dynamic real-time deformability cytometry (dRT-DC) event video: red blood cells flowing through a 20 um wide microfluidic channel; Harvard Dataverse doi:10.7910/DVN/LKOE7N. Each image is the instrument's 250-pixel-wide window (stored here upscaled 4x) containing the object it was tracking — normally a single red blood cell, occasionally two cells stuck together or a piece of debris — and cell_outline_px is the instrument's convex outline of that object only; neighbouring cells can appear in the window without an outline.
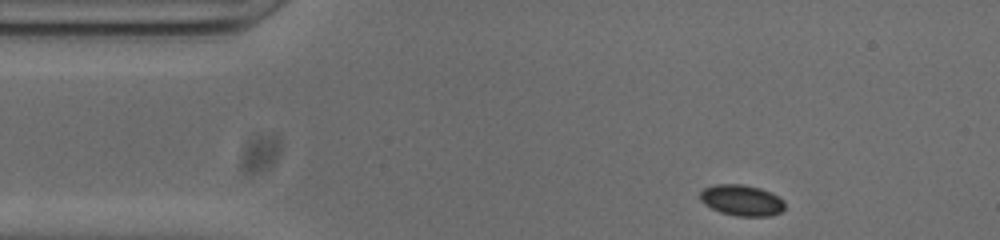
{"species": "common noctule bat (a hibernating species)", "species_latin": "Nyctalus noctula", "temperature_condition": "cold", "stored_images_in_passage": 47, "camera_frame_rate_fps": 3000, "um_per_image_px": 0.085, "animal": {"sex": "male", "body_mass_g": 20.0, "forearm_length_mm": 53.3}, "frame": {"image": 1, "passage_image": 1, "time_ms": 0.0, "image_size_px": [1000, 240], "cell_outline_px": [[784, 208], [780, 212], [768, 216], [736, 216], [720, 212], [704, 204], [700, 200], [700, 192], [704, 188], [716, 184], [740, 184], [760, 188], [784, 200]], "centroid_in_image_um": [63.01, 17.03], "position_along_channel_um": 22.0, "area_um2": 15.14}}
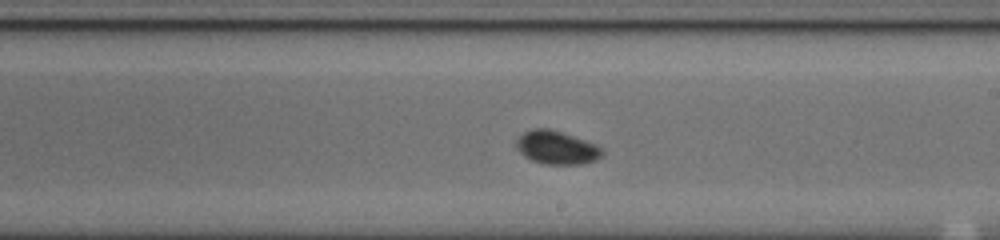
{"frame": {"image": 2, "passage_image": 23, "time_ms": 7.333, "image_size_px": [1000, 240], "cell_outline_px": [[604, 156], [596, 160], [580, 164], [544, 164], [532, 160], [524, 156], [516, 148], [516, 140], [524, 132], [532, 128], [548, 128], [596, 144], [604, 148]], "centroid_in_image_um": [47.33, 12.55], "position_along_channel_um": 241.7, "area_um2": 16.7}}
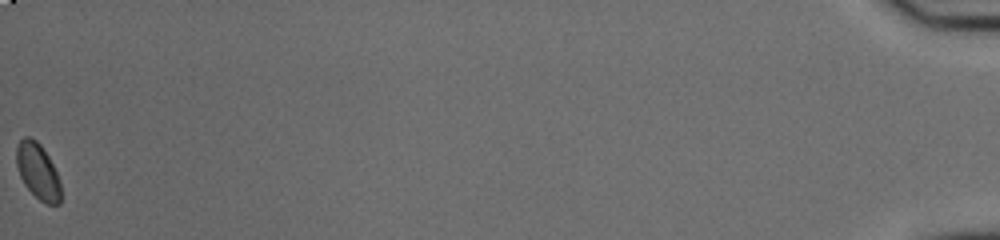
{"frame": {"image": 3, "passage_image": 47, "time_ms": 15.333, "image_size_px": [1000, 240], "cell_outline_px": [[60, 204], [44, 204], [24, 184], [20, 176], [16, 164], [16, 148], [20, 140], [24, 136], [32, 136], [40, 144], [48, 156], [60, 180]], "centroid_in_image_um": [3.2, 14.53], "position_along_channel_um": 432.0, "area_um2": 14.39}, "authors_computed_cell_mechanics": {"area_um2": 15.606, "velocity_mm_per_s": 3.8008, "shape_relaxation_time_tau1_ms": null, "shape_relaxation_time_tau2_ms": 7.7384, "deformation_change_tau1": null, "deformation_change_tau2": 0.0541}}